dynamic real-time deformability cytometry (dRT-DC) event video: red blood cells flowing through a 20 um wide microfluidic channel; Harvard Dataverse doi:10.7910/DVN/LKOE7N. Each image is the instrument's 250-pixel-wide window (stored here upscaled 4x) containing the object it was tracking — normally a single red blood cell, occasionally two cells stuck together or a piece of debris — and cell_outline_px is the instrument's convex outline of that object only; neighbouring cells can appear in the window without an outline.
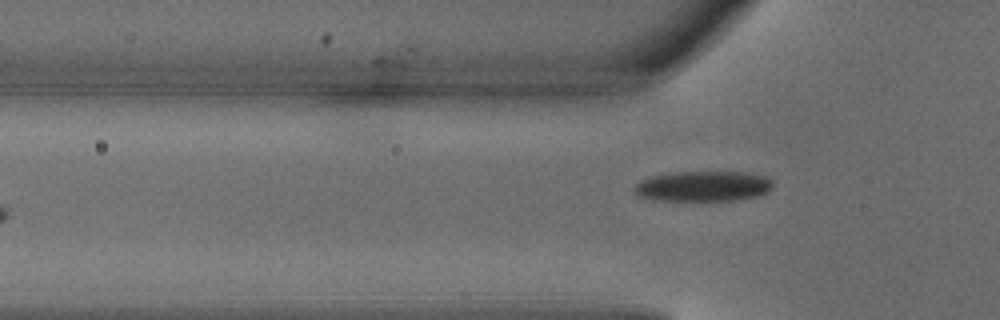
{"species": "common noctule bat (a hibernating species)", "species_latin": "Nyctalus noctula", "temperature_condition": "warm", "stored_images_in_passage": 2, "camera_frame_rate_fps": 3000, "um_per_image_px": 0.085, "animal": {"sex": "male", "body_mass_g": 18.8}, "frame": {"image": 1, "passage_image": 2, "time_ms": 0.333, "image_size_px": [1000, 320], "cell_outline_px": [[772, 188], [768, 192], [756, 196], [736, 200], [664, 200], [640, 196], [636, 192], [636, 184], [640, 180], [648, 176], [672, 172], [744, 172], [768, 176], [772, 180]], "centroid_in_image_um": [59.82, 15.81], "position_along_channel_um": 66.0, "area_um2": 24.39}}